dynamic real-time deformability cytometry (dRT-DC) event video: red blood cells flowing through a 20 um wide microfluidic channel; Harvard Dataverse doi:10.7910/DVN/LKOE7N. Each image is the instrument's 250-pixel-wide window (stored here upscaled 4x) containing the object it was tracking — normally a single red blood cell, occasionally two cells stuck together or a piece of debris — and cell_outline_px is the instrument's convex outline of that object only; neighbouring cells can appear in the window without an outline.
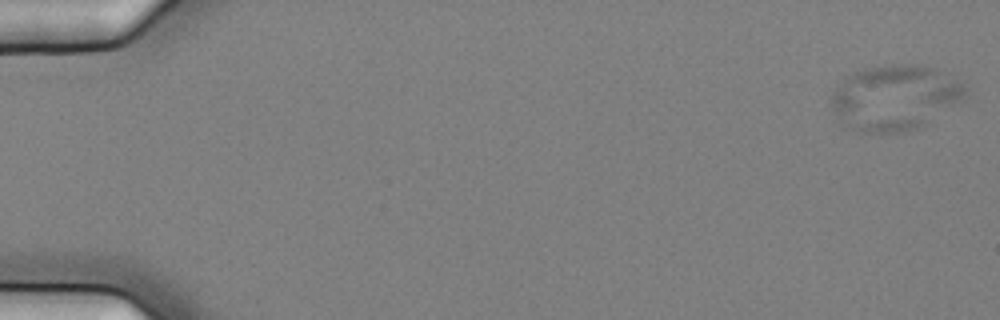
{"species": "common noctule bat (a hibernating species)", "species_latin": "Nyctalus noctula", "temperature_condition": "cold", "stored_images_in_passage": 57, "camera_frame_rate_fps": 3000, "um_per_image_px": 0.085, "animal": {"sex": "female", "body_mass_g": 25.1}, "frame": {"image": 1, "passage_image": 1, "time_ms": 0.0, "image_size_px": [1000, 320], "cell_outline_px": [[968, 96], [964, 100], [916, 128], [904, 132], [860, 132], [844, 124], [832, 108], [832, 92], [844, 76], [864, 68], [892, 64], [920, 64], [936, 68], [964, 84], [968, 92]], "centroid_in_image_um": [76.08, 8.26], "position_along_channel_um": 8.9, "area_um2": 50.92}}
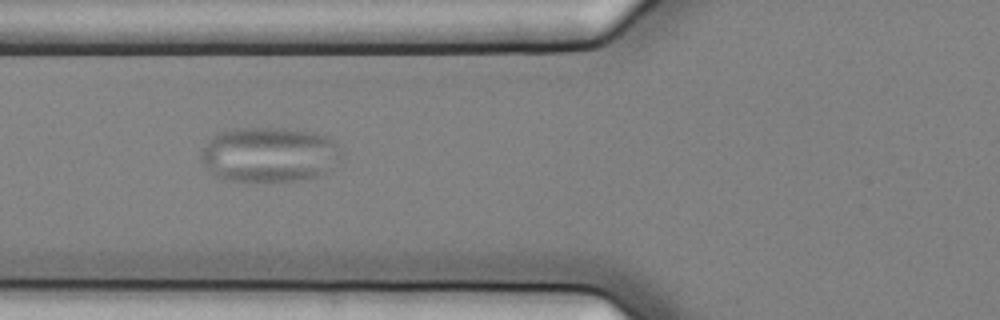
{"frame": {"image": 2, "passage_image": 22, "time_ms": 7.0, "image_size_px": [1000, 320], "cell_outline_px": [[344, 152], [324, 172], [316, 176], [296, 180], [224, 180], [212, 176], [204, 164], [200, 156], [204, 148], [212, 136], [216, 132], [232, 128], [284, 128], [316, 132], [328, 136]], "centroid_in_image_um": [22.84, 13.1], "position_along_channel_um": 103.0, "area_um2": 44.8}}
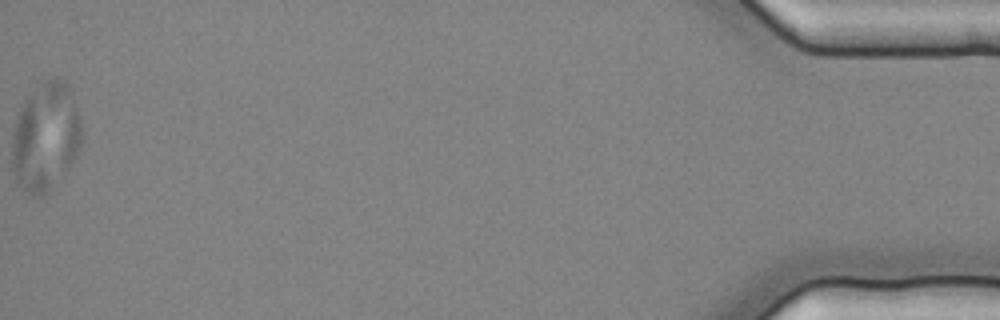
{"frame": {"image": 3, "passage_image": 57, "time_ms": 18.667, "image_size_px": [1000, 320], "cell_outline_px": [[84, 136], [80, 148], [76, 156], [68, 168], [52, 188], [48, 192], [40, 196], [32, 196], [16, 184], [12, 172], [12, 132], [16, 116], [24, 96], [44, 80], [52, 76], [60, 76], [68, 84], [72, 92], [80, 116], [84, 132]], "centroid_in_image_um": [3.87, 11.58], "position_along_channel_um": 431.3, "area_um2": 45.49}}